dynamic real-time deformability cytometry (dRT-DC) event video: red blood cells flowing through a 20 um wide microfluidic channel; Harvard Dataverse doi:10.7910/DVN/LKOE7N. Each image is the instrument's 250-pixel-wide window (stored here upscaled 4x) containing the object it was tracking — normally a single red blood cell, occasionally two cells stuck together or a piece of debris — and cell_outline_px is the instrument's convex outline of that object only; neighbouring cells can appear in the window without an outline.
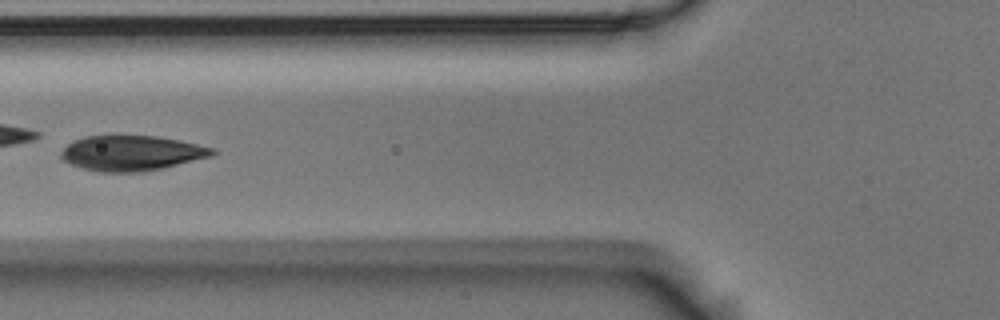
{"species": "Egyptian fruit bat (a non-hibernating species)", "species_latin": "Rousettus aegyptiacus", "temperature_condition": "room temperature", "stored_images_in_passage": 9, "camera_frame_rate_fps": 3000, "um_per_image_px": 0.085, "animal": {"sex": "male"}, "frame": {"image": 1, "passage_image": 9, "time_ms": 2.667, "image_size_px": [1000, 320], "cell_outline_px": [[216, 152], [212, 156], [160, 168], [140, 172], [96, 172], [68, 164], [60, 156], [60, 152], [72, 140], [84, 136], [156, 136], [180, 140], [216, 148]], "centroid_in_image_um": [11.15, 13.01], "position_along_channel_um": 114.7, "area_um2": 31.04}}